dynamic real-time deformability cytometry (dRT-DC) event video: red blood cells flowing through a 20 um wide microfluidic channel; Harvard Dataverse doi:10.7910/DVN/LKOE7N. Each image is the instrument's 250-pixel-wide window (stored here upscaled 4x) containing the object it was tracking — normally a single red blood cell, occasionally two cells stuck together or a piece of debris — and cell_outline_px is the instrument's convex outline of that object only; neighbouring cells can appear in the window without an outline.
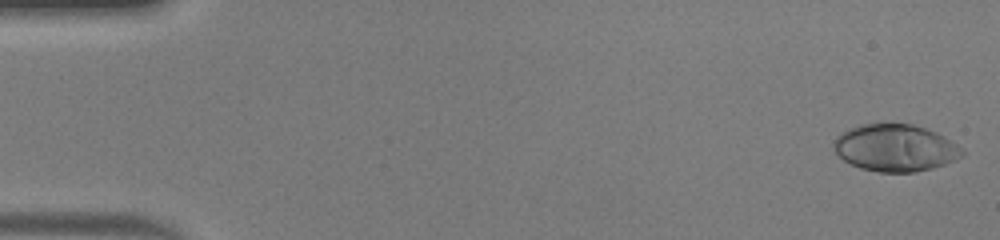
{"species": "human", "species_latin": "Homo sapiens", "temperature_condition": "warm", "stored_images_in_passage": 49, "camera_frame_rate_fps": 3000, "um_per_image_px": 0.085, "donor": {"sex": "male"}, "frame": {"image": 1, "passage_image": 1, "time_ms": 0.0, "image_size_px": [1000, 240], "cell_outline_px": [[964, 156], [956, 160], [932, 168], [916, 172], [876, 172], [860, 168], [844, 160], [832, 148], [832, 144], [836, 136], [840, 132], [848, 128], [860, 124], [912, 124], [936, 132], [944, 136], [956, 144], [964, 152]], "centroid_in_image_um": [76.07, 12.57], "position_along_channel_um": 8.9, "area_um2": 35.32}}
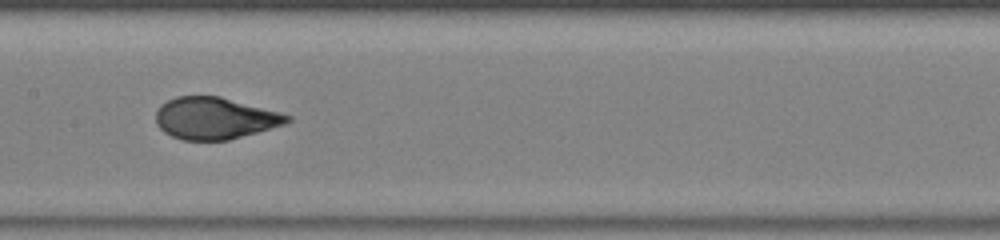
{"frame": {"image": 2, "passage_image": 25, "time_ms": 8.0, "image_size_px": [1000, 240], "cell_outline_px": [[292, 120], [284, 124], [228, 140], [180, 140], [164, 132], [156, 124], [156, 112], [160, 104], [176, 96], [220, 96], [280, 112], [292, 116]], "centroid_in_image_um": [18.24, 10.04], "position_along_channel_um": 189.2, "area_um2": 31.96}}
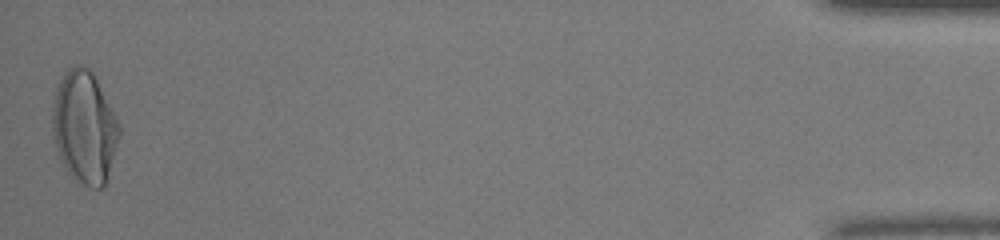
{"frame": {"image": 3, "passage_image": 49, "time_ms": 16.0, "image_size_px": [1000, 240], "cell_outline_px": [[120, 136], [104, 188], [92, 188], [76, 180], [68, 172], [60, 156], [56, 144], [52, 128], [52, 108], [56, 84], [60, 76], [68, 68], [76, 64], [80, 64], [88, 68], [92, 72], [120, 124]], "centroid_in_image_um": [7.17, 10.78], "position_along_channel_um": 428.0, "area_um2": 43.64}, "authors_computed_cell_mechanics": {"area_um2": 33.3506, "velocity_mm_per_s": 4.1509, "shape_relaxation_time_tau1_ms": 4.209, "shape_relaxation_time_tau2_ms": null, "deformation_change_tau1": 0.2459, "deformation_change_tau2": null}}